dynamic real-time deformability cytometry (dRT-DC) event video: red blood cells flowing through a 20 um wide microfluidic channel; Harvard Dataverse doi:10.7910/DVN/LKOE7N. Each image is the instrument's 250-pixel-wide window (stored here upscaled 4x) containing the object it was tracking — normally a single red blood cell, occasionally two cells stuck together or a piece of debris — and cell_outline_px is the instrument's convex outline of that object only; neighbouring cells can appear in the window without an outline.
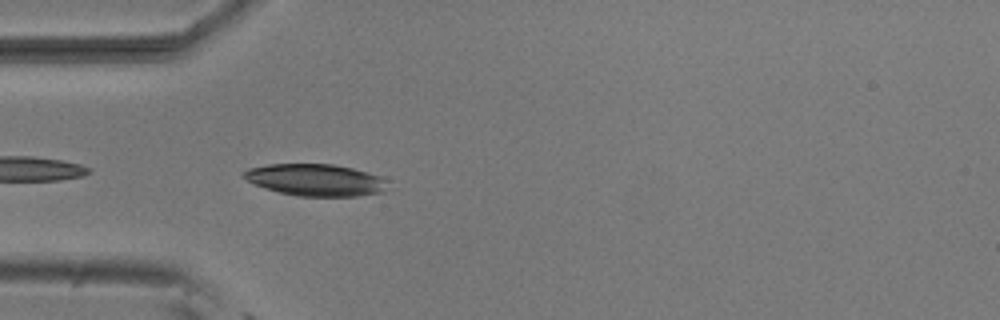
{"species": "common noctule bat (a hibernating species)", "species_latin": "Nyctalus noctula", "temperature_condition": "room temperature", "stored_images_in_passage": 4, "camera_frame_rate_fps": 3000, "um_per_image_px": 0.085, "animal": {"sex": "male", "body_mass_g": 20.5, "forearm_length_mm": 52.5}, "frame": {"image": 1, "passage_image": 2, "time_ms": 0.333, "image_size_px": [1000, 320], "cell_outline_px": [[388, 180], [380, 192], [360, 196], [296, 196], [264, 188], [240, 176], [248, 168], [268, 164], [332, 164], [352, 168], [368, 172], [380, 176]], "centroid_in_image_um": [26.79, 15.29], "position_along_channel_um": 58.2, "area_um2": 26.59}}